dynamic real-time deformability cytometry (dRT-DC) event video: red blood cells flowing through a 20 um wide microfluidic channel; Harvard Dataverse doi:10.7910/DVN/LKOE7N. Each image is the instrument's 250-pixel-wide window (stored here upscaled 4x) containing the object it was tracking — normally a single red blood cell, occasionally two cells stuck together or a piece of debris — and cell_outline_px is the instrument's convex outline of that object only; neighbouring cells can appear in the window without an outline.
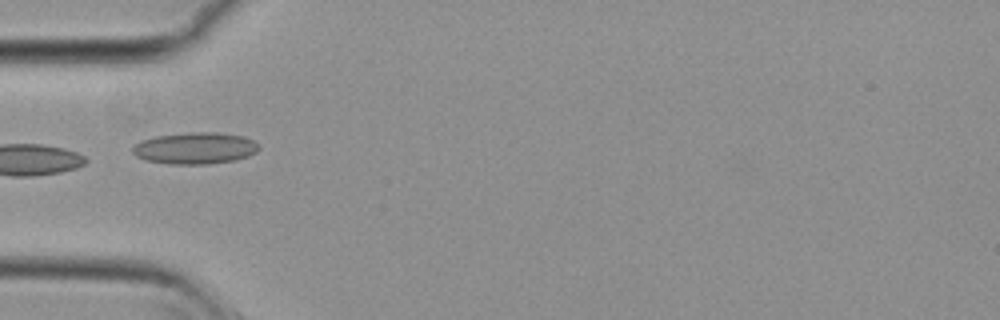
{"species": "common noctule bat (a hibernating species)", "species_latin": "Nyctalus noctula", "temperature_condition": "cold", "stored_images_in_passage": 30, "camera_frame_rate_fps": 3000, "um_per_image_px": 0.085, "animal": {"sex": "female", "body_mass_g": 29.2, "forearm_length_mm": 56.3}, "frame": {"image": 1, "passage_image": 1, "time_ms": 0.0, "image_size_px": [1000, 320], "cell_outline_px": [[260, 148], [256, 152], [248, 156], [236, 160], [208, 164], [168, 164], [148, 160], [136, 156], [132, 152], [132, 148], [140, 140], [156, 136], [188, 132], [220, 132], [244, 136], [260, 144]], "centroid_in_image_um": [16.61, 12.59], "position_along_channel_um": 68.4, "area_um2": 23.47}, "authors_computed_cell_mechanics": {"area_um2": 18.207, "velocity_mm_per_s": 3.7415, "shape_relaxation_time_tau1_ms": null, "shape_relaxation_time_tau2_ms": 8.3202, "deformation_change_tau1": null, "deformation_change_tau2": 0.12}}